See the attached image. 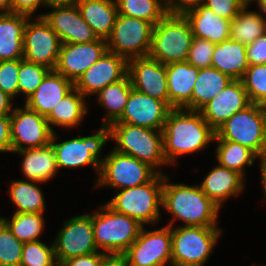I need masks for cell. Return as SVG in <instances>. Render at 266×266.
<instances>
[{"mask_svg": "<svg viewBox=\"0 0 266 266\" xmlns=\"http://www.w3.org/2000/svg\"><path fill=\"white\" fill-rule=\"evenodd\" d=\"M34 21L29 17L24 28L23 59L54 70L62 42L43 17Z\"/></svg>", "mask_w": 266, "mask_h": 266, "instance_id": "obj_13", "label": "cell"}, {"mask_svg": "<svg viewBox=\"0 0 266 266\" xmlns=\"http://www.w3.org/2000/svg\"><path fill=\"white\" fill-rule=\"evenodd\" d=\"M48 7L53 10L38 17H43L49 23L62 43H89L98 39L75 2Z\"/></svg>", "mask_w": 266, "mask_h": 266, "instance_id": "obj_16", "label": "cell"}, {"mask_svg": "<svg viewBox=\"0 0 266 266\" xmlns=\"http://www.w3.org/2000/svg\"><path fill=\"white\" fill-rule=\"evenodd\" d=\"M57 137L56 132H53L51 145L58 169L89 165L96 169V173L99 176L101 163L105 159V156L101 157V151L103 146L110 140L109 126L101 125L99 131L93 135L79 136L63 142L56 143Z\"/></svg>", "mask_w": 266, "mask_h": 266, "instance_id": "obj_9", "label": "cell"}, {"mask_svg": "<svg viewBox=\"0 0 266 266\" xmlns=\"http://www.w3.org/2000/svg\"><path fill=\"white\" fill-rule=\"evenodd\" d=\"M250 104L243 82L233 80L199 111L216 131L234 113L244 110Z\"/></svg>", "mask_w": 266, "mask_h": 266, "instance_id": "obj_21", "label": "cell"}, {"mask_svg": "<svg viewBox=\"0 0 266 266\" xmlns=\"http://www.w3.org/2000/svg\"><path fill=\"white\" fill-rule=\"evenodd\" d=\"M45 6L59 5V4H69L74 2V0H42Z\"/></svg>", "mask_w": 266, "mask_h": 266, "instance_id": "obj_54", "label": "cell"}, {"mask_svg": "<svg viewBox=\"0 0 266 266\" xmlns=\"http://www.w3.org/2000/svg\"><path fill=\"white\" fill-rule=\"evenodd\" d=\"M218 143L216 157L219 165L235 170L244 177L247 166H253L256 158L259 157L249 148L241 144L227 140H214Z\"/></svg>", "mask_w": 266, "mask_h": 266, "instance_id": "obj_35", "label": "cell"}, {"mask_svg": "<svg viewBox=\"0 0 266 266\" xmlns=\"http://www.w3.org/2000/svg\"><path fill=\"white\" fill-rule=\"evenodd\" d=\"M162 133L168 165L175 164L179 156L205 149L216 135L200 111L185 108L169 111Z\"/></svg>", "mask_w": 266, "mask_h": 266, "instance_id": "obj_1", "label": "cell"}, {"mask_svg": "<svg viewBox=\"0 0 266 266\" xmlns=\"http://www.w3.org/2000/svg\"><path fill=\"white\" fill-rule=\"evenodd\" d=\"M162 208L172 215L168 226L181 220L184 226L219 228L217 219L220 207L215 204L199 185L171 184L164 174Z\"/></svg>", "mask_w": 266, "mask_h": 266, "instance_id": "obj_2", "label": "cell"}, {"mask_svg": "<svg viewBox=\"0 0 266 266\" xmlns=\"http://www.w3.org/2000/svg\"><path fill=\"white\" fill-rule=\"evenodd\" d=\"M12 153H19L24 157L21 170L27 180L42 184L59 172L51 143L42 147L12 150Z\"/></svg>", "mask_w": 266, "mask_h": 266, "instance_id": "obj_27", "label": "cell"}, {"mask_svg": "<svg viewBox=\"0 0 266 266\" xmlns=\"http://www.w3.org/2000/svg\"><path fill=\"white\" fill-rule=\"evenodd\" d=\"M214 140H227L252 150L259 160H265L266 106L251 103L234 113L216 131Z\"/></svg>", "mask_w": 266, "mask_h": 266, "instance_id": "obj_6", "label": "cell"}, {"mask_svg": "<svg viewBox=\"0 0 266 266\" xmlns=\"http://www.w3.org/2000/svg\"><path fill=\"white\" fill-rule=\"evenodd\" d=\"M193 38L187 18L168 13L154 25L148 56L166 65L185 62Z\"/></svg>", "mask_w": 266, "mask_h": 266, "instance_id": "obj_5", "label": "cell"}, {"mask_svg": "<svg viewBox=\"0 0 266 266\" xmlns=\"http://www.w3.org/2000/svg\"><path fill=\"white\" fill-rule=\"evenodd\" d=\"M0 217V266H20L24 243L20 242Z\"/></svg>", "mask_w": 266, "mask_h": 266, "instance_id": "obj_41", "label": "cell"}, {"mask_svg": "<svg viewBox=\"0 0 266 266\" xmlns=\"http://www.w3.org/2000/svg\"><path fill=\"white\" fill-rule=\"evenodd\" d=\"M40 182L12 180L9 196L18 208L14 213H44L46 205Z\"/></svg>", "mask_w": 266, "mask_h": 266, "instance_id": "obj_34", "label": "cell"}, {"mask_svg": "<svg viewBox=\"0 0 266 266\" xmlns=\"http://www.w3.org/2000/svg\"><path fill=\"white\" fill-rule=\"evenodd\" d=\"M206 0H170L167 3L168 13L182 14L198 6L204 5Z\"/></svg>", "mask_w": 266, "mask_h": 266, "instance_id": "obj_48", "label": "cell"}, {"mask_svg": "<svg viewBox=\"0 0 266 266\" xmlns=\"http://www.w3.org/2000/svg\"><path fill=\"white\" fill-rule=\"evenodd\" d=\"M158 172L137 158L112 150L101 163L96 187L126 189L149 182Z\"/></svg>", "mask_w": 266, "mask_h": 266, "instance_id": "obj_10", "label": "cell"}, {"mask_svg": "<svg viewBox=\"0 0 266 266\" xmlns=\"http://www.w3.org/2000/svg\"><path fill=\"white\" fill-rule=\"evenodd\" d=\"M215 45L207 39L194 37L186 61L199 69L211 67Z\"/></svg>", "mask_w": 266, "mask_h": 266, "instance_id": "obj_42", "label": "cell"}, {"mask_svg": "<svg viewBox=\"0 0 266 266\" xmlns=\"http://www.w3.org/2000/svg\"><path fill=\"white\" fill-rule=\"evenodd\" d=\"M20 59L0 61V88L13 99L18 95Z\"/></svg>", "mask_w": 266, "mask_h": 266, "instance_id": "obj_43", "label": "cell"}, {"mask_svg": "<svg viewBox=\"0 0 266 266\" xmlns=\"http://www.w3.org/2000/svg\"><path fill=\"white\" fill-rule=\"evenodd\" d=\"M119 15L146 20L156 25L167 14L163 0H116Z\"/></svg>", "mask_w": 266, "mask_h": 266, "instance_id": "obj_37", "label": "cell"}, {"mask_svg": "<svg viewBox=\"0 0 266 266\" xmlns=\"http://www.w3.org/2000/svg\"><path fill=\"white\" fill-rule=\"evenodd\" d=\"M88 214L92 217L96 247L104 253H124L143 228L138 220L115 212L106 203Z\"/></svg>", "mask_w": 266, "mask_h": 266, "instance_id": "obj_7", "label": "cell"}, {"mask_svg": "<svg viewBox=\"0 0 266 266\" xmlns=\"http://www.w3.org/2000/svg\"><path fill=\"white\" fill-rule=\"evenodd\" d=\"M86 105L85 97L74 87L46 117L51 130L55 132L54 125L63 128L79 125L89 111Z\"/></svg>", "mask_w": 266, "mask_h": 266, "instance_id": "obj_30", "label": "cell"}, {"mask_svg": "<svg viewBox=\"0 0 266 266\" xmlns=\"http://www.w3.org/2000/svg\"><path fill=\"white\" fill-rule=\"evenodd\" d=\"M51 70L43 65L20 59V70L18 73V94L28 97L37 89Z\"/></svg>", "mask_w": 266, "mask_h": 266, "instance_id": "obj_39", "label": "cell"}, {"mask_svg": "<svg viewBox=\"0 0 266 266\" xmlns=\"http://www.w3.org/2000/svg\"><path fill=\"white\" fill-rule=\"evenodd\" d=\"M211 67L233 80H241L249 67L246 45L228 39L215 45Z\"/></svg>", "mask_w": 266, "mask_h": 266, "instance_id": "obj_29", "label": "cell"}, {"mask_svg": "<svg viewBox=\"0 0 266 266\" xmlns=\"http://www.w3.org/2000/svg\"><path fill=\"white\" fill-rule=\"evenodd\" d=\"M44 5L42 0H11V13L23 14L32 18L33 13Z\"/></svg>", "mask_w": 266, "mask_h": 266, "instance_id": "obj_47", "label": "cell"}, {"mask_svg": "<svg viewBox=\"0 0 266 266\" xmlns=\"http://www.w3.org/2000/svg\"><path fill=\"white\" fill-rule=\"evenodd\" d=\"M246 55L249 65L266 64V33L246 45Z\"/></svg>", "mask_w": 266, "mask_h": 266, "instance_id": "obj_45", "label": "cell"}, {"mask_svg": "<svg viewBox=\"0 0 266 266\" xmlns=\"http://www.w3.org/2000/svg\"><path fill=\"white\" fill-rule=\"evenodd\" d=\"M0 152H12L10 115H0Z\"/></svg>", "mask_w": 266, "mask_h": 266, "instance_id": "obj_49", "label": "cell"}, {"mask_svg": "<svg viewBox=\"0 0 266 266\" xmlns=\"http://www.w3.org/2000/svg\"><path fill=\"white\" fill-rule=\"evenodd\" d=\"M127 75L135 90L169 106L166 64L149 56L133 58L128 61Z\"/></svg>", "mask_w": 266, "mask_h": 266, "instance_id": "obj_18", "label": "cell"}, {"mask_svg": "<svg viewBox=\"0 0 266 266\" xmlns=\"http://www.w3.org/2000/svg\"><path fill=\"white\" fill-rule=\"evenodd\" d=\"M97 38L107 40L118 16L116 0H74Z\"/></svg>", "mask_w": 266, "mask_h": 266, "instance_id": "obj_26", "label": "cell"}, {"mask_svg": "<svg viewBox=\"0 0 266 266\" xmlns=\"http://www.w3.org/2000/svg\"><path fill=\"white\" fill-rule=\"evenodd\" d=\"M132 88L130 78L127 75L124 79L107 85L96 94L100 106H103L106 111L108 110L102 125L109 126L121 117Z\"/></svg>", "mask_w": 266, "mask_h": 266, "instance_id": "obj_33", "label": "cell"}, {"mask_svg": "<svg viewBox=\"0 0 266 266\" xmlns=\"http://www.w3.org/2000/svg\"><path fill=\"white\" fill-rule=\"evenodd\" d=\"M241 81L250 102L266 106V64L249 65Z\"/></svg>", "mask_w": 266, "mask_h": 266, "instance_id": "obj_38", "label": "cell"}, {"mask_svg": "<svg viewBox=\"0 0 266 266\" xmlns=\"http://www.w3.org/2000/svg\"><path fill=\"white\" fill-rule=\"evenodd\" d=\"M29 16L0 13V61L23 59V33Z\"/></svg>", "mask_w": 266, "mask_h": 266, "instance_id": "obj_28", "label": "cell"}, {"mask_svg": "<svg viewBox=\"0 0 266 266\" xmlns=\"http://www.w3.org/2000/svg\"><path fill=\"white\" fill-rule=\"evenodd\" d=\"M232 81L233 79L216 68L199 69L192 91V110L199 111Z\"/></svg>", "mask_w": 266, "mask_h": 266, "instance_id": "obj_31", "label": "cell"}, {"mask_svg": "<svg viewBox=\"0 0 266 266\" xmlns=\"http://www.w3.org/2000/svg\"><path fill=\"white\" fill-rule=\"evenodd\" d=\"M104 252L89 253L86 255L71 257L61 264L63 266H99Z\"/></svg>", "mask_w": 266, "mask_h": 266, "instance_id": "obj_46", "label": "cell"}, {"mask_svg": "<svg viewBox=\"0 0 266 266\" xmlns=\"http://www.w3.org/2000/svg\"><path fill=\"white\" fill-rule=\"evenodd\" d=\"M0 13H11V0H0Z\"/></svg>", "mask_w": 266, "mask_h": 266, "instance_id": "obj_53", "label": "cell"}, {"mask_svg": "<svg viewBox=\"0 0 266 266\" xmlns=\"http://www.w3.org/2000/svg\"><path fill=\"white\" fill-rule=\"evenodd\" d=\"M169 107L192 110V91L199 68L187 61L166 65Z\"/></svg>", "mask_w": 266, "mask_h": 266, "instance_id": "obj_22", "label": "cell"}, {"mask_svg": "<svg viewBox=\"0 0 266 266\" xmlns=\"http://www.w3.org/2000/svg\"><path fill=\"white\" fill-rule=\"evenodd\" d=\"M252 2L249 1L231 21L230 39L241 44L249 45L266 33V19L262 13L247 10Z\"/></svg>", "mask_w": 266, "mask_h": 266, "instance_id": "obj_32", "label": "cell"}, {"mask_svg": "<svg viewBox=\"0 0 266 266\" xmlns=\"http://www.w3.org/2000/svg\"><path fill=\"white\" fill-rule=\"evenodd\" d=\"M164 174L157 173L149 182L120 189L106 204L115 212L138 220L143 226H155L161 216Z\"/></svg>", "mask_w": 266, "mask_h": 266, "instance_id": "obj_4", "label": "cell"}, {"mask_svg": "<svg viewBox=\"0 0 266 266\" xmlns=\"http://www.w3.org/2000/svg\"><path fill=\"white\" fill-rule=\"evenodd\" d=\"M128 61L116 53L106 51L74 83V87L86 98L97 94L107 85L116 83L127 76Z\"/></svg>", "mask_w": 266, "mask_h": 266, "instance_id": "obj_17", "label": "cell"}, {"mask_svg": "<svg viewBox=\"0 0 266 266\" xmlns=\"http://www.w3.org/2000/svg\"><path fill=\"white\" fill-rule=\"evenodd\" d=\"M107 41L62 43L55 71L73 83L107 51Z\"/></svg>", "mask_w": 266, "mask_h": 266, "instance_id": "obj_19", "label": "cell"}, {"mask_svg": "<svg viewBox=\"0 0 266 266\" xmlns=\"http://www.w3.org/2000/svg\"><path fill=\"white\" fill-rule=\"evenodd\" d=\"M54 239L58 264L71 257L99 252L94 239L92 217L88 213L65 220Z\"/></svg>", "mask_w": 266, "mask_h": 266, "instance_id": "obj_14", "label": "cell"}, {"mask_svg": "<svg viewBox=\"0 0 266 266\" xmlns=\"http://www.w3.org/2000/svg\"><path fill=\"white\" fill-rule=\"evenodd\" d=\"M184 16L191 25L194 37L207 39L214 44L230 39L231 21L217 16L206 6L189 10Z\"/></svg>", "mask_w": 266, "mask_h": 266, "instance_id": "obj_25", "label": "cell"}, {"mask_svg": "<svg viewBox=\"0 0 266 266\" xmlns=\"http://www.w3.org/2000/svg\"><path fill=\"white\" fill-rule=\"evenodd\" d=\"M74 88V83L55 70H51L25 100L30 109L47 117L62 98Z\"/></svg>", "mask_w": 266, "mask_h": 266, "instance_id": "obj_23", "label": "cell"}, {"mask_svg": "<svg viewBox=\"0 0 266 266\" xmlns=\"http://www.w3.org/2000/svg\"><path fill=\"white\" fill-rule=\"evenodd\" d=\"M154 25L146 20L119 15L107 41L110 52L125 58L148 56Z\"/></svg>", "mask_w": 266, "mask_h": 266, "instance_id": "obj_11", "label": "cell"}, {"mask_svg": "<svg viewBox=\"0 0 266 266\" xmlns=\"http://www.w3.org/2000/svg\"><path fill=\"white\" fill-rule=\"evenodd\" d=\"M10 131L12 150L47 146L53 135L47 118L26 105L13 109Z\"/></svg>", "mask_w": 266, "mask_h": 266, "instance_id": "obj_15", "label": "cell"}, {"mask_svg": "<svg viewBox=\"0 0 266 266\" xmlns=\"http://www.w3.org/2000/svg\"><path fill=\"white\" fill-rule=\"evenodd\" d=\"M221 228L171 227L172 266H203L211 256Z\"/></svg>", "mask_w": 266, "mask_h": 266, "instance_id": "obj_8", "label": "cell"}, {"mask_svg": "<svg viewBox=\"0 0 266 266\" xmlns=\"http://www.w3.org/2000/svg\"><path fill=\"white\" fill-rule=\"evenodd\" d=\"M1 220L22 243L39 241L45 228L44 213H14L12 218Z\"/></svg>", "mask_w": 266, "mask_h": 266, "instance_id": "obj_36", "label": "cell"}, {"mask_svg": "<svg viewBox=\"0 0 266 266\" xmlns=\"http://www.w3.org/2000/svg\"><path fill=\"white\" fill-rule=\"evenodd\" d=\"M109 129L110 139L116 142L114 150L149 164L158 173H161V165H168L164 156L162 130L120 122L111 123Z\"/></svg>", "mask_w": 266, "mask_h": 266, "instance_id": "obj_3", "label": "cell"}, {"mask_svg": "<svg viewBox=\"0 0 266 266\" xmlns=\"http://www.w3.org/2000/svg\"><path fill=\"white\" fill-rule=\"evenodd\" d=\"M99 266H128L124 253H104Z\"/></svg>", "mask_w": 266, "mask_h": 266, "instance_id": "obj_50", "label": "cell"}, {"mask_svg": "<svg viewBox=\"0 0 266 266\" xmlns=\"http://www.w3.org/2000/svg\"><path fill=\"white\" fill-rule=\"evenodd\" d=\"M128 266H172L171 226L143 228L135 242L124 252Z\"/></svg>", "mask_w": 266, "mask_h": 266, "instance_id": "obj_12", "label": "cell"}, {"mask_svg": "<svg viewBox=\"0 0 266 266\" xmlns=\"http://www.w3.org/2000/svg\"><path fill=\"white\" fill-rule=\"evenodd\" d=\"M244 178L239 172L218 164L208 172L199 186L221 208L225 200L243 192Z\"/></svg>", "mask_w": 266, "mask_h": 266, "instance_id": "obj_24", "label": "cell"}, {"mask_svg": "<svg viewBox=\"0 0 266 266\" xmlns=\"http://www.w3.org/2000/svg\"><path fill=\"white\" fill-rule=\"evenodd\" d=\"M260 170H261V183H262V190L264 192V196L266 197V160H260ZM266 200V199H265Z\"/></svg>", "mask_w": 266, "mask_h": 266, "instance_id": "obj_52", "label": "cell"}, {"mask_svg": "<svg viewBox=\"0 0 266 266\" xmlns=\"http://www.w3.org/2000/svg\"><path fill=\"white\" fill-rule=\"evenodd\" d=\"M13 98L0 88V115H11L13 112Z\"/></svg>", "mask_w": 266, "mask_h": 266, "instance_id": "obj_51", "label": "cell"}, {"mask_svg": "<svg viewBox=\"0 0 266 266\" xmlns=\"http://www.w3.org/2000/svg\"><path fill=\"white\" fill-rule=\"evenodd\" d=\"M170 110L171 108L164 101L154 99L132 88L125 110L115 122L163 130Z\"/></svg>", "mask_w": 266, "mask_h": 266, "instance_id": "obj_20", "label": "cell"}, {"mask_svg": "<svg viewBox=\"0 0 266 266\" xmlns=\"http://www.w3.org/2000/svg\"><path fill=\"white\" fill-rule=\"evenodd\" d=\"M250 0H206L204 6L217 16L232 21Z\"/></svg>", "mask_w": 266, "mask_h": 266, "instance_id": "obj_44", "label": "cell"}, {"mask_svg": "<svg viewBox=\"0 0 266 266\" xmlns=\"http://www.w3.org/2000/svg\"><path fill=\"white\" fill-rule=\"evenodd\" d=\"M251 2H257V6L260 10L264 12V15L266 16V0H250Z\"/></svg>", "mask_w": 266, "mask_h": 266, "instance_id": "obj_55", "label": "cell"}, {"mask_svg": "<svg viewBox=\"0 0 266 266\" xmlns=\"http://www.w3.org/2000/svg\"><path fill=\"white\" fill-rule=\"evenodd\" d=\"M54 243L51 246L39 241L24 243L20 266H55Z\"/></svg>", "mask_w": 266, "mask_h": 266, "instance_id": "obj_40", "label": "cell"}]
</instances>
